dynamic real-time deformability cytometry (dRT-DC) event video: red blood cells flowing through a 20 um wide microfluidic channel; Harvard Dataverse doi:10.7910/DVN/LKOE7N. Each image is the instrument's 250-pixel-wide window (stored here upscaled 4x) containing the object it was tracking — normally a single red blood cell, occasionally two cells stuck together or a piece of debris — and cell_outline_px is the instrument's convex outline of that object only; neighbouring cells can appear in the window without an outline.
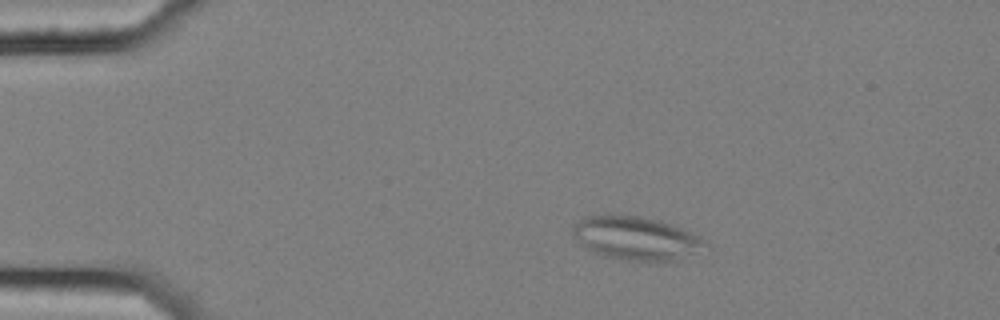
{"species": "common noctule bat (a hibernating species)", "species_latin": "Nyctalus noctula", "temperature_condition": "cold", "stored_images_in_passage": 4, "camera_frame_rate_fps": 3000, "um_per_image_px": 0.085, "animal": {"sex": "female", "body_mass_g": 25.1}, "frame": {"image": 1, "passage_image": 1, "time_ms": 0.0, "image_size_px": [1000, 320], "cell_outline_px": [[708, 244], [676, 260], [624, 260], [604, 256], [588, 248], [572, 236], [572, 228], [584, 216], [604, 212], [640, 216], [660, 220], [700, 236]], "centroid_in_image_um": [53.97, 20.19], "position_along_channel_um": 31.0, "area_um2": 33.23}}
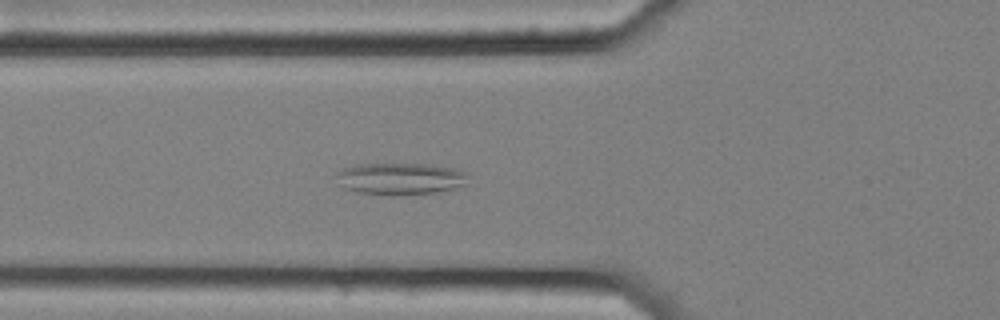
{"frame": {"image": 2, "passage_image": 4, "time_ms": 1.0, "image_size_px": [1000, 320], "cell_outline_px": [[468, 184], [456, 188], [436, 192], [392, 196], [356, 192], [344, 188], [332, 176], [336, 172], [344, 168], [356, 164], [424, 164], [452, 168], [468, 172]], "centroid_in_image_um": [34.0, 15.2], "position_along_channel_um": 91.8, "area_um2": 24.91}}